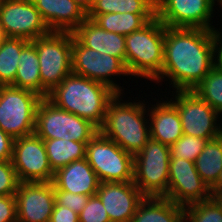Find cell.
Segmentation results:
<instances>
[{"mask_svg":"<svg viewBox=\"0 0 222 222\" xmlns=\"http://www.w3.org/2000/svg\"><path fill=\"white\" fill-rule=\"evenodd\" d=\"M0 222H17L15 195L0 196Z\"/></svg>","mask_w":222,"mask_h":222,"instance_id":"cell-35","label":"cell"},{"mask_svg":"<svg viewBox=\"0 0 222 222\" xmlns=\"http://www.w3.org/2000/svg\"><path fill=\"white\" fill-rule=\"evenodd\" d=\"M213 198L221 205V209H222V195L213 197Z\"/></svg>","mask_w":222,"mask_h":222,"instance_id":"cell-43","label":"cell"},{"mask_svg":"<svg viewBox=\"0 0 222 222\" xmlns=\"http://www.w3.org/2000/svg\"><path fill=\"white\" fill-rule=\"evenodd\" d=\"M50 222H79V217L69 208L54 204Z\"/></svg>","mask_w":222,"mask_h":222,"instance_id":"cell-36","label":"cell"},{"mask_svg":"<svg viewBox=\"0 0 222 222\" xmlns=\"http://www.w3.org/2000/svg\"><path fill=\"white\" fill-rule=\"evenodd\" d=\"M122 95L125 94L117 93L109 102L99 132L116 142L126 152L135 155L150 139L148 104L139 99L124 102L121 98L125 96Z\"/></svg>","mask_w":222,"mask_h":222,"instance_id":"cell-3","label":"cell"},{"mask_svg":"<svg viewBox=\"0 0 222 222\" xmlns=\"http://www.w3.org/2000/svg\"><path fill=\"white\" fill-rule=\"evenodd\" d=\"M31 1L50 31L73 32L87 18V11L74 0Z\"/></svg>","mask_w":222,"mask_h":222,"instance_id":"cell-18","label":"cell"},{"mask_svg":"<svg viewBox=\"0 0 222 222\" xmlns=\"http://www.w3.org/2000/svg\"><path fill=\"white\" fill-rule=\"evenodd\" d=\"M156 15H139L134 13H108L99 14L94 21L108 31L127 36L141 29Z\"/></svg>","mask_w":222,"mask_h":222,"instance_id":"cell-27","label":"cell"},{"mask_svg":"<svg viewBox=\"0 0 222 222\" xmlns=\"http://www.w3.org/2000/svg\"><path fill=\"white\" fill-rule=\"evenodd\" d=\"M11 162L19 182L53 181L43 139L35 133L14 139Z\"/></svg>","mask_w":222,"mask_h":222,"instance_id":"cell-12","label":"cell"},{"mask_svg":"<svg viewBox=\"0 0 222 222\" xmlns=\"http://www.w3.org/2000/svg\"><path fill=\"white\" fill-rule=\"evenodd\" d=\"M6 38L2 28L0 27V44L4 41V39Z\"/></svg>","mask_w":222,"mask_h":222,"instance_id":"cell-42","label":"cell"},{"mask_svg":"<svg viewBox=\"0 0 222 222\" xmlns=\"http://www.w3.org/2000/svg\"><path fill=\"white\" fill-rule=\"evenodd\" d=\"M170 156V146L152 138L134 155L133 183L145 197L167 195Z\"/></svg>","mask_w":222,"mask_h":222,"instance_id":"cell-6","label":"cell"},{"mask_svg":"<svg viewBox=\"0 0 222 222\" xmlns=\"http://www.w3.org/2000/svg\"><path fill=\"white\" fill-rule=\"evenodd\" d=\"M208 140L183 134L170 146V158H181L195 162Z\"/></svg>","mask_w":222,"mask_h":222,"instance_id":"cell-31","label":"cell"},{"mask_svg":"<svg viewBox=\"0 0 222 222\" xmlns=\"http://www.w3.org/2000/svg\"><path fill=\"white\" fill-rule=\"evenodd\" d=\"M116 94L104 83L70 73L47 99L56 107L89 120L99 129L104 123L108 104Z\"/></svg>","mask_w":222,"mask_h":222,"instance_id":"cell-2","label":"cell"},{"mask_svg":"<svg viewBox=\"0 0 222 222\" xmlns=\"http://www.w3.org/2000/svg\"><path fill=\"white\" fill-rule=\"evenodd\" d=\"M156 101L151 107L148 103L150 138L171 146L183 135L180 116L169 100Z\"/></svg>","mask_w":222,"mask_h":222,"instance_id":"cell-21","label":"cell"},{"mask_svg":"<svg viewBox=\"0 0 222 222\" xmlns=\"http://www.w3.org/2000/svg\"><path fill=\"white\" fill-rule=\"evenodd\" d=\"M72 33L84 46L119 58L125 64L124 35L108 32L90 18H86Z\"/></svg>","mask_w":222,"mask_h":222,"instance_id":"cell-20","label":"cell"},{"mask_svg":"<svg viewBox=\"0 0 222 222\" xmlns=\"http://www.w3.org/2000/svg\"><path fill=\"white\" fill-rule=\"evenodd\" d=\"M15 198L17 222H50L55 204L52 182H19Z\"/></svg>","mask_w":222,"mask_h":222,"instance_id":"cell-16","label":"cell"},{"mask_svg":"<svg viewBox=\"0 0 222 222\" xmlns=\"http://www.w3.org/2000/svg\"><path fill=\"white\" fill-rule=\"evenodd\" d=\"M41 99L27 89L0 86V129L13 139L33 134L36 109Z\"/></svg>","mask_w":222,"mask_h":222,"instance_id":"cell-8","label":"cell"},{"mask_svg":"<svg viewBox=\"0 0 222 222\" xmlns=\"http://www.w3.org/2000/svg\"><path fill=\"white\" fill-rule=\"evenodd\" d=\"M98 131L89 120L56 107L47 98L39 101L34 133L41 139L88 142Z\"/></svg>","mask_w":222,"mask_h":222,"instance_id":"cell-7","label":"cell"},{"mask_svg":"<svg viewBox=\"0 0 222 222\" xmlns=\"http://www.w3.org/2000/svg\"><path fill=\"white\" fill-rule=\"evenodd\" d=\"M14 139L0 129V161L12 159Z\"/></svg>","mask_w":222,"mask_h":222,"instance_id":"cell-37","label":"cell"},{"mask_svg":"<svg viewBox=\"0 0 222 222\" xmlns=\"http://www.w3.org/2000/svg\"><path fill=\"white\" fill-rule=\"evenodd\" d=\"M52 183L56 191L92 196L96 194L100 181L84 158L73 161L54 172Z\"/></svg>","mask_w":222,"mask_h":222,"instance_id":"cell-19","label":"cell"},{"mask_svg":"<svg viewBox=\"0 0 222 222\" xmlns=\"http://www.w3.org/2000/svg\"><path fill=\"white\" fill-rule=\"evenodd\" d=\"M77 2L81 7H83L86 11L92 6L94 0H74Z\"/></svg>","mask_w":222,"mask_h":222,"instance_id":"cell-40","label":"cell"},{"mask_svg":"<svg viewBox=\"0 0 222 222\" xmlns=\"http://www.w3.org/2000/svg\"><path fill=\"white\" fill-rule=\"evenodd\" d=\"M111 222H131L144 195L130 182H100L96 192Z\"/></svg>","mask_w":222,"mask_h":222,"instance_id":"cell-17","label":"cell"},{"mask_svg":"<svg viewBox=\"0 0 222 222\" xmlns=\"http://www.w3.org/2000/svg\"><path fill=\"white\" fill-rule=\"evenodd\" d=\"M217 3H219V4H217V5H220L219 6V8L221 7V9H222V0H217ZM217 34H222V29H221V31H220V28L219 29H215L214 30Z\"/></svg>","mask_w":222,"mask_h":222,"instance_id":"cell-41","label":"cell"},{"mask_svg":"<svg viewBox=\"0 0 222 222\" xmlns=\"http://www.w3.org/2000/svg\"><path fill=\"white\" fill-rule=\"evenodd\" d=\"M55 204L67 207L73 212L79 214L86 206L89 197L87 195L73 194L67 191H56L54 189Z\"/></svg>","mask_w":222,"mask_h":222,"instance_id":"cell-34","label":"cell"},{"mask_svg":"<svg viewBox=\"0 0 222 222\" xmlns=\"http://www.w3.org/2000/svg\"><path fill=\"white\" fill-rule=\"evenodd\" d=\"M216 32L165 26L164 62L156 84L166 77L175 91H192L214 65Z\"/></svg>","mask_w":222,"mask_h":222,"instance_id":"cell-1","label":"cell"},{"mask_svg":"<svg viewBox=\"0 0 222 222\" xmlns=\"http://www.w3.org/2000/svg\"><path fill=\"white\" fill-rule=\"evenodd\" d=\"M210 194L212 198L222 195V170L216 183L210 188Z\"/></svg>","mask_w":222,"mask_h":222,"instance_id":"cell-39","label":"cell"},{"mask_svg":"<svg viewBox=\"0 0 222 222\" xmlns=\"http://www.w3.org/2000/svg\"><path fill=\"white\" fill-rule=\"evenodd\" d=\"M0 27L6 37L28 41L51 32L31 0H3L0 3Z\"/></svg>","mask_w":222,"mask_h":222,"instance_id":"cell-14","label":"cell"},{"mask_svg":"<svg viewBox=\"0 0 222 222\" xmlns=\"http://www.w3.org/2000/svg\"><path fill=\"white\" fill-rule=\"evenodd\" d=\"M165 198L183 207L211 198L210 189L198 174L195 162L170 158Z\"/></svg>","mask_w":222,"mask_h":222,"instance_id":"cell-15","label":"cell"},{"mask_svg":"<svg viewBox=\"0 0 222 222\" xmlns=\"http://www.w3.org/2000/svg\"><path fill=\"white\" fill-rule=\"evenodd\" d=\"M14 87L27 89L42 97L39 58L35 44L29 41L21 50L19 56Z\"/></svg>","mask_w":222,"mask_h":222,"instance_id":"cell-23","label":"cell"},{"mask_svg":"<svg viewBox=\"0 0 222 222\" xmlns=\"http://www.w3.org/2000/svg\"><path fill=\"white\" fill-rule=\"evenodd\" d=\"M39 58L42 98L72 73V32L51 31L32 40Z\"/></svg>","mask_w":222,"mask_h":222,"instance_id":"cell-5","label":"cell"},{"mask_svg":"<svg viewBox=\"0 0 222 222\" xmlns=\"http://www.w3.org/2000/svg\"><path fill=\"white\" fill-rule=\"evenodd\" d=\"M28 42L23 38L6 37L0 44V86L14 85L19 56Z\"/></svg>","mask_w":222,"mask_h":222,"instance_id":"cell-28","label":"cell"},{"mask_svg":"<svg viewBox=\"0 0 222 222\" xmlns=\"http://www.w3.org/2000/svg\"><path fill=\"white\" fill-rule=\"evenodd\" d=\"M185 222H222L221 205L210 198L184 207Z\"/></svg>","mask_w":222,"mask_h":222,"instance_id":"cell-30","label":"cell"},{"mask_svg":"<svg viewBox=\"0 0 222 222\" xmlns=\"http://www.w3.org/2000/svg\"><path fill=\"white\" fill-rule=\"evenodd\" d=\"M86 159L100 182L133 181L134 155L99 131L86 145Z\"/></svg>","mask_w":222,"mask_h":222,"instance_id":"cell-9","label":"cell"},{"mask_svg":"<svg viewBox=\"0 0 222 222\" xmlns=\"http://www.w3.org/2000/svg\"><path fill=\"white\" fill-rule=\"evenodd\" d=\"M195 165L198 174L210 189L222 170V135L207 141Z\"/></svg>","mask_w":222,"mask_h":222,"instance_id":"cell-26","label":"cell"},{"mask_svg":"<svg viewBox=\"0 0 222 222\" xmlns=\"http://www.w3.org/2000/svg\"><path fill=\"white\" fill-rule=\"evenodd\" d=\"M165 25L153 18L141 29L125 36V65L131 77L155 81L164 62Z\"/></svg>","mask_w":222,"mask_h":222,"instance_id":"cell-4","label":"cell"},{"mask_svg":"<svg viewBox=\"0 0 222 222\" xmlns=\"http://www.w3.org/2000/svg\"><path fill=\"white\" fill-rule=\"evenodd\" d=\"M79 222H111L97 194L89 197L86 206L78 214Z\"/></svg>","mask_w":222,"mask_h":222,"instance_id":"cell-32","label":"cell"},{"mask_svg":"<svg viewBox=\"0 0 222 222\" xmlns=\"http://www.w3.org/2000/svg\"><path fill=\"white\" fill-rule=\"evenodd\" d=\"M43 142L53 172L73 161L86 158V145L88 142L63 139H48L43 140Z\"/></svg>","mask_w":222,"mask_h":222,"instance_id":"cell-24","label":"cell"},{"mask_svg":"<svg viewBox=\"0 0 222 222\" xmlns=\"http://www.w3.org/2000/svg\"><path fill=\"white\" fill-rule=\"evenodd\" d=\"M71 59L72 73L104 83L117 93H124V89L112 78L130 76L126 65L119 58L84 46L72 33Z\"/></svg>","mask_w":222,"mask_h":222,"instance_id":"cell-11","label":"cell"},{"mask_svg":"<svg viewBox=\"0 0 222 222\" xmlns=\"http://www.w3.org/2000/svg\"><path fill=\"white\" fill-rule=\"evenodd\" d=\"M19 180L11 160L0 161V196L15 195Z\"/></svg>","mask_w":222,"mask_h":222,"instance_id":"cell-33","label":"cell"},{"mask_svg":"<svg viewBox=\"0 0 222 222\" xmlns=\"http://www.w3.org/2000/svg\"><path fill=\"white\" fill-rule=\"evenodd\" d=\"M215 111L222 115V71L213 67L192 90Z\"/></svg>","mask_w":222,"mask_h":222,"instance_id":"cell-29","label":"cell"},{"mask_svg":"<svg viewBox=\"0 0 222 222\" xmlns=\"http://www.w3.org/2000/svg\"><path fill=\"white\" fill-rule=\"evenodd\" d=\"M131 222H185L184 207L165 197H144Z\"/></svg>","mask_w":222,"mask_h":222,"instance_id":"cell-22","label":"cell"},{"mask_svg":"<svg viewBox=\"0 0 222 222\" xmlns=\"http://www.w3.org/2000/svg\"><path fill=\"white\" fill-rule=\"evenodd\" d=\"M214 65L222 71V34L217 33L214 47Z\"/></svg>","mask_w":222,"mask_h":222,"instance_id":"cell-38","label":"cell"},{"mask_svg":"<svg viewBox=\"0 0 222 222\" xmlns=\"http://www.w3.org/2000/svg\"><path fill=\"white\" fill-rule=\"evenodd\" d=\"M134 13L156 15L155 0H94L87 11V18L95 19L99 14Z\"/></svg>","mask_w":222,"mask_h":222,"instance_id":"cell-25","label":"cell"},{"mask_svg":"<svg viewBox=\"0 0 222 222\" xmlns=\"http://www.w3.org/2000/svg\"><path fill=\"white\" fill-rule=\"evenodd\" d=\"M217 0H157L156 17L173 28L215 30L212 25ZM212 23V24H211Z\"/></svg>","mask_w":222,"mask_h":222,"instance_id":"cell-13","label":"cell"},{"mask_svg":"<svg viewBox=\"0 0 222 222\" xmlns=\"http://www.w3.org/2000/svg\"><path fill=\"white\" fill-rule=\"evenodd\" d=\"M171 92L170 96L175 98H170L169 101L178 110L183 134L208 141L222 135V116L194 91Z\"/></svg>","mask_w":222,"mask_h":222,"instance_id":"cell-10","label":"cell"}]
</instances>
